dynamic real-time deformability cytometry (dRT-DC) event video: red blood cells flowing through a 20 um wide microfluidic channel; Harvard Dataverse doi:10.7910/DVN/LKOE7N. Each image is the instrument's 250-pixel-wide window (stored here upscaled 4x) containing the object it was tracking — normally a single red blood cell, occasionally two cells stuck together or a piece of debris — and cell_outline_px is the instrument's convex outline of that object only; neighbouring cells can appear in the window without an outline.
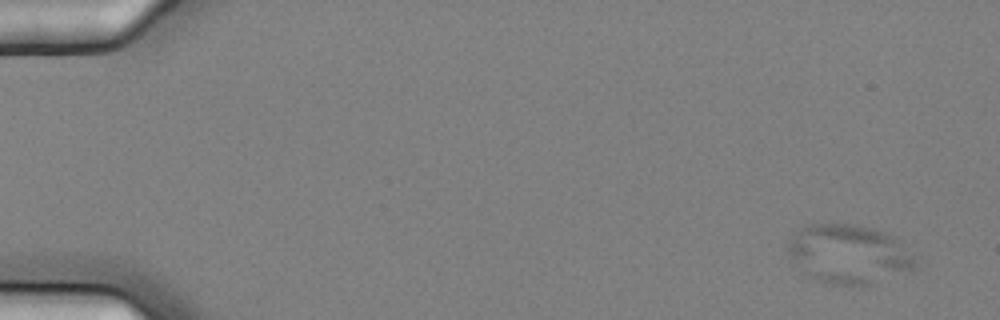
{"species": "common noctule bat (a hibernating species)", "species_latin": "Nyctalus noctula", "temperature_condition": "cold", "stored_images_in_passage": 10, "camera_frame_rate_fps": 3000, "um_per_image_px": 0.085, "animal": {"sex": "female", "body_mass_g": 25.1}, "frame": {"image": 1, "passage_image": 1, "time_ms": 0.0, "image_size_px": [1000, 320], "cell_outline_px": [[920, 268], [872, 284], [824, 284], [816, 280], [804, 272], [788, 252], [788, 244], [792, 236], [800, 228], [808, 224], [852, 224], [872, 228], [884, 232], [892, 236], [916, 260]], "centroid_in_image_um": [72.17, 21.61], "position_along_channel_um": 12.8, "area_um2": 43.35}}
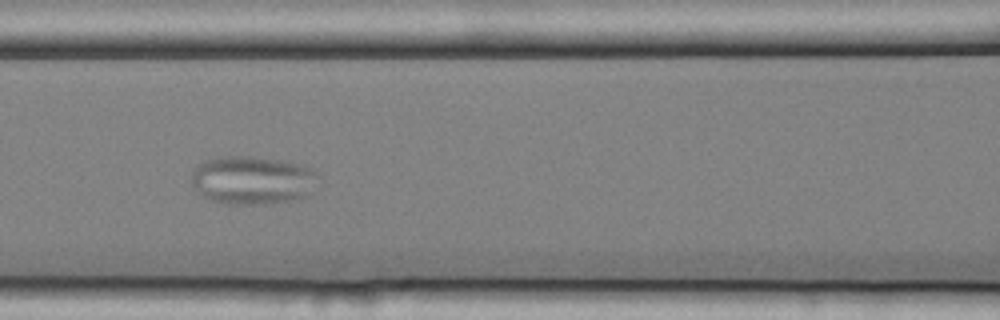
{"frame": {"image": 2, "passage_image": 7, "time_ms": 2.0, "image_size_px": [1000, 320], "cell_outline_px": [[320, 176], [308, 196], [296, 200], [264, 204], [224, 204], [212, 200], [204, 196], [192, 188], [192, 168], [204, 160], [228, 156], [248, 156], [288, 160], [312, 168]], "centroid_in_image_um": [21.48, 15.31], "position_along_channel_um": 145.1, "area_um2": 36.36}}
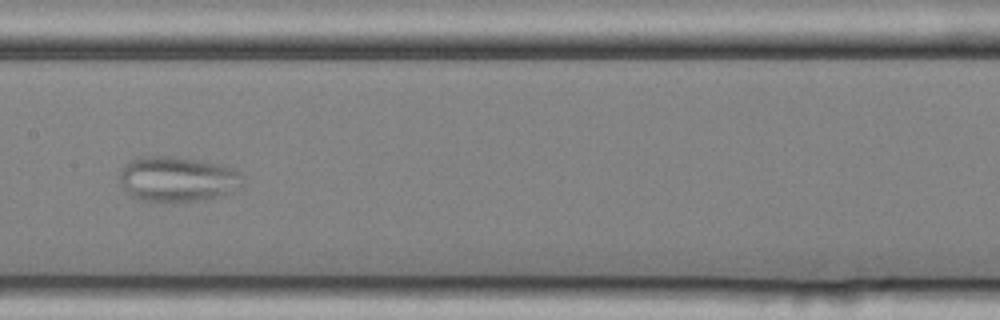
{"frame": {"image": 3, "passage_image": 8, "time_ms": 2.333, "image_size_px": [1000, 320], "cell_outline_px": [[244, 176], [228, 192], [220, 196], [200, 200], [176, 204], [164, 204], [140, 200], [132, 196], [120, 184], [120, 172], [128, 160], [136, 156], [176, 156], [224, 164], [236, 168]], "centroid_in_image_um": [15.02, 15.22], "position_along_channel_um": 192.4, "area_um2": 33.12}}